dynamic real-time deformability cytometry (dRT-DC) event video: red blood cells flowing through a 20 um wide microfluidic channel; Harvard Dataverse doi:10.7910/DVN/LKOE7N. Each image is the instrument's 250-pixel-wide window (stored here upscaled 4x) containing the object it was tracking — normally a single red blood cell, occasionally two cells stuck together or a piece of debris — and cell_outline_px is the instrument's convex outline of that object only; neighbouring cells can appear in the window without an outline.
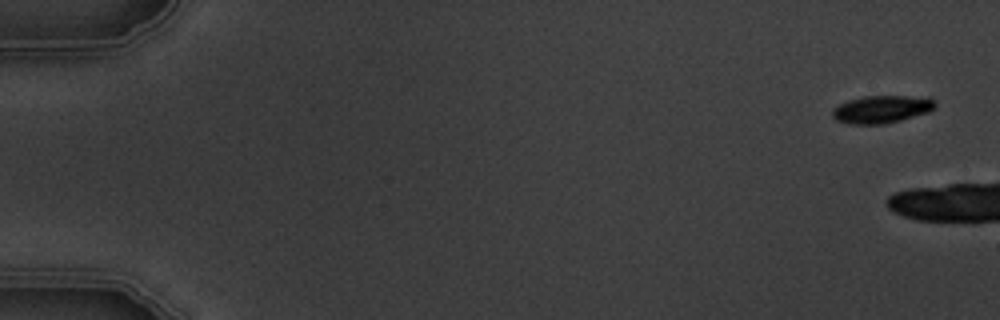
{"species": "common noctule bat (a hibernating species)", "species_latin": "Nyctalus noctula", "temperature_condition": "warm", "stored_images_in_passage": 3, "camera_frame_rate_fps": 3000, "um_per_image_px": 0.085, "animal": {"sex": "male", "body_mass_g": 19.5, "forearm_length_mm": 54.6}, "frame": {"image": 1, "passage_image": 1, "time_ms": 0.0, "image_size_px": [1000, 320], "cell_outline_px": [[936, 104], [928, 112], [900, 120], [884, 124], [848, 124], [836, 120], [832, 116], [832, 108], [848, 100], [864, 96], [928, 96]], "centroid_in_image_um": [74.91, 9.28], "position_along_channel_um": 10.1, "area_um2": 16.53}}